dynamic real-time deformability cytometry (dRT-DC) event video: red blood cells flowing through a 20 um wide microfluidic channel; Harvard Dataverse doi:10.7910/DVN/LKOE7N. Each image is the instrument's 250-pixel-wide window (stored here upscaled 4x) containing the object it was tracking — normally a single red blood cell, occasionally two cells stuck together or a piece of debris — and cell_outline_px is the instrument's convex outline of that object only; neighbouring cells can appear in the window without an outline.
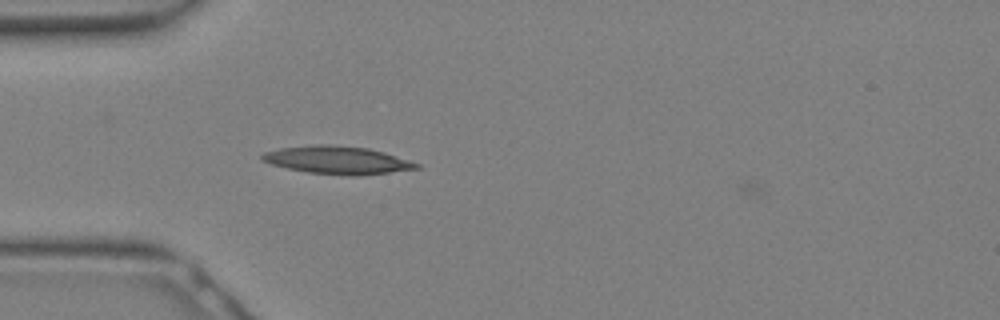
{"species": "Egyptian fruit bat (a non-hibernating species)", "species_latin": "Rousettus aegyptiacus", "temperature_condition": "warm", "stored_images_in_passage": 4, "camera_frame_rate_fps": 3000, "um_per_image_px": 0.085, "animal": {"sex": "female"}, "frame": {"image": 1, "passage_image": 3, "time_ms": 0.667, "image_size_px": [1000, 320], "cell_outline_px": [[420, 168], [388, 172], [352, 176], [308, 172], [288, 168], [272, 164], [260, 160], [260, 156], [264, 152], [280, 148], [320, 144], [332, 144], [368, 148], [384, 152], [420, 164]], "centroid_in_image_um": [28.65, 13.6], "position_along_channel_um": 56.4, "area_um2": 24.8}}